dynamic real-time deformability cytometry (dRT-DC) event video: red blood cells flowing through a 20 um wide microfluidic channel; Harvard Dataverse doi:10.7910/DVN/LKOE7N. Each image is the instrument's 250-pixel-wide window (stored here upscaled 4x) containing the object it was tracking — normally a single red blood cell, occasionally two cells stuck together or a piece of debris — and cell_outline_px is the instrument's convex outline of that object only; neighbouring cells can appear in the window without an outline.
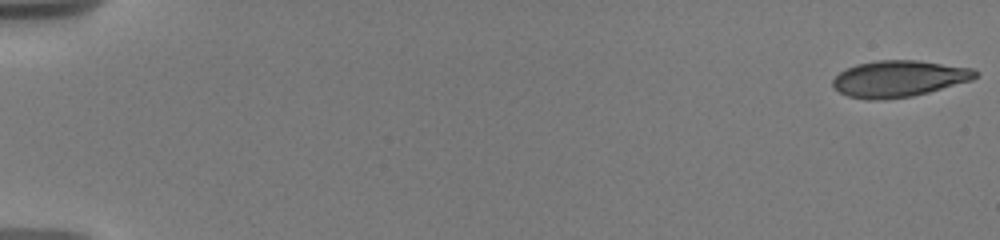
{"species": "human", "species_latin": "Homo sapiens", "temperature_condition": "warm", "stored_images_in_passage": 13, "camera_frame_rate_fps": 3000, "um_per_image_px": 0.085, "donor": {"sex": "male"}, "frame": {"image": 1, "passage_image": 1, "time_ms": 0.0, "image_size_px": [1000, 240], "cell_outline_px": [[980, 76], [972, 80], [928, 92], [912, 96], [884, 100], [868, 100], [848, 96], [832, 88], [832, 80], [840, 72], [856, 64], [876, 60], [916, 60], [972, 68], [980, 72]], "centroid_in_image_um": [76.41, 6.69], "position_along_channel_um": 8.6, "area_um2": 30.4}}
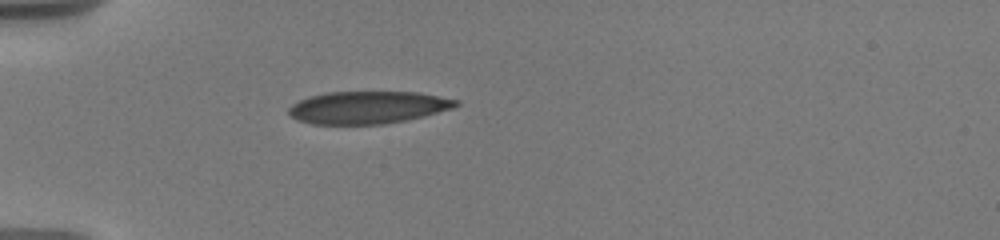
{"frame": {"image": 2, "passage_image": 10, "time_ms": 5.667, "image_size_px": [1000, 240], "cell_outline_px": [[460, 104], [452, 108], [424, 116], [384, 124], [312, 124], [296, 120], [288, 112], [288, 108], [292, 104], [308, 96], [324, 92], [420, 92], [460, 100]], "centroid_in_image_um": [31.26, 9.12], "position_along_channel_um": 53.7, "area_um2": 31.73}}
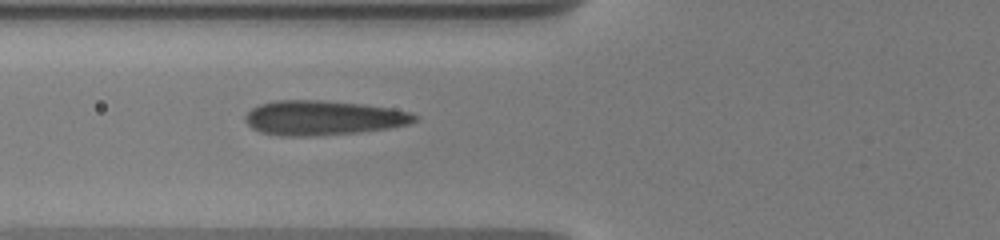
{"frame": {"image": 3, "passage_image": 13, "time_ms": 7.333, "image_size_px": [1000, 240], "cell_outline_px": [[420, 116], [416, 120], [408, 124], [388, 128], [356, 132], [308, 136], [280, 136], [260, 132], [252, 128], [244, 120], [244, 116], [252, 108], [260, 104], [276, 100], [320, 100], [364, 104], [392, 108], [412, 112]], "centroid_in_image_um": [27.46, 10.01], "position_along_channel_um": 98.3, "area_um2": 34.22}}